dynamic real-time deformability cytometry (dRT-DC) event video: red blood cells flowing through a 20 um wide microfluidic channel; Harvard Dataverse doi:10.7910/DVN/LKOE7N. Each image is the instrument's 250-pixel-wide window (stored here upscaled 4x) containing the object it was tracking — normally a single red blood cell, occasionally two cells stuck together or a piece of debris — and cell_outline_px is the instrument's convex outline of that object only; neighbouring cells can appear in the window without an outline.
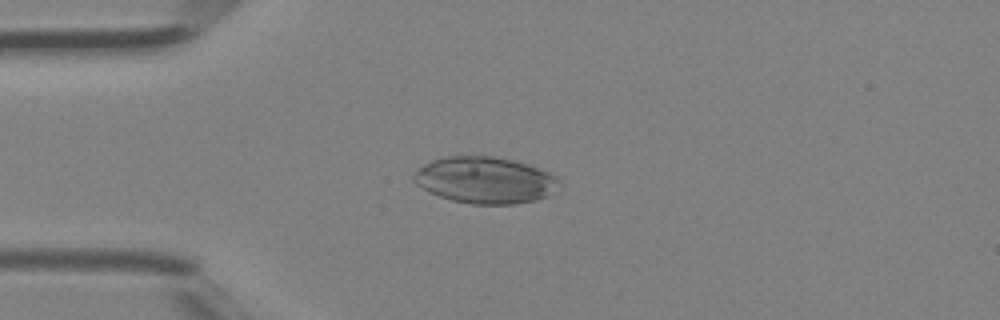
{"species": "Egyptian fruit bat (a non-hibernating species)", "species_latin": "Rousettus aegyptiacus", "temperature_condition": "room temperature", "stored_images_in_passage": 32, "camera_frame_rate_fps": 3000, "um_per_image_px": 0.085, "animal": {"sex": "female"}, "frame": {"image": 1, "passage_image": 1, "time_ms": 0.0, "image_size_px": [1000, 320], "cell_outline_px": [[560, 184], [548, 196], [536, 200], [516, 204], [472, 204], [452, 200], [440, 196], [416, 184], [412, 180], [412, 176], [424, 164], [432, 160], [444, 156], [492, 156], [512, 160], [528, 164], [540, 168], [556, 176], [560, 180]], "centroid_in_image_um": [41.25, 15.31], "position_along_channel_um": 43.7, "area_um2": 39.36}}
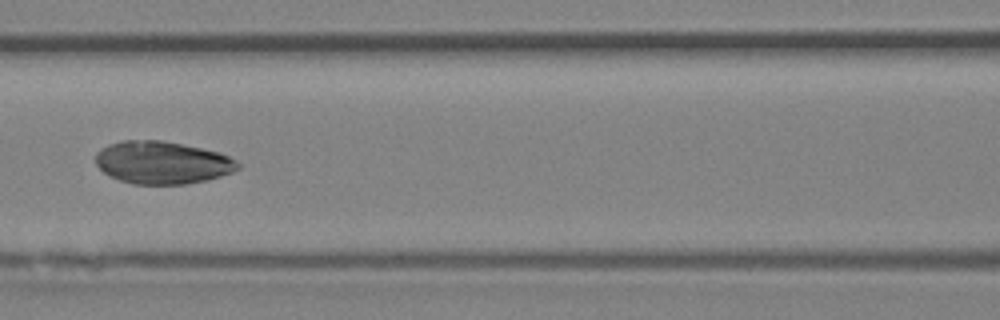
{"frame": {"image": 2, "passage_image": 9, "time_ms": 2.667, "image_size_px": [1000, 320], "cell_outline_px": [[240, 168], [232, 172], [220, 176], [204, 180], [184, 184], [132, 184], [120, 180], [104, 172], [96, 164], [96, 152], [100, 148], [108, 144], [124, 140], [160, 140], [220, 152], [236, 160], [240, 164]], "centroid_in_image_um": [13.78, 13.81], "position_along_channel_um": 152.8, "area_um2": 35.14}}
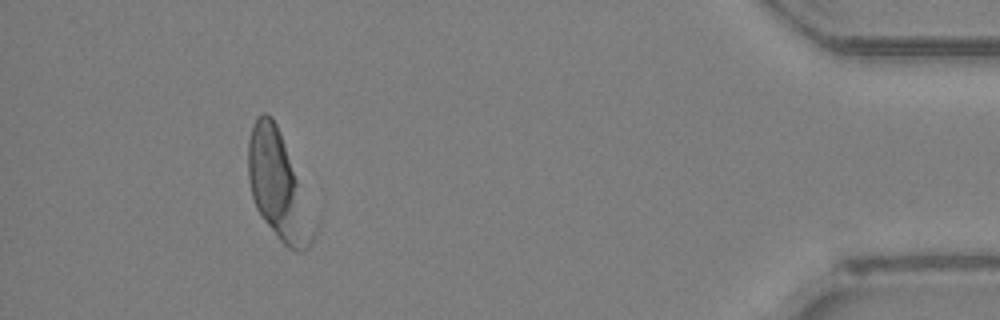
{"frame": {"image": 3, "passage_image": 29, "time_ms": 9.333, "image_size_px": [1000, 320], "cell_outline_px": [[316, 232], [312, 244], [308, 248], [300, 252], [296, 252], [288, 248], [276, 236], [260, 216], [256, 208], [252, 196], [248, 176], [248, 140], [252, 124], [256, 116], [264, 112], [272, 116], [280, 132], [316, 224]], "centroid_in_image_um": [23.64, 15.85], "position_along_channel_um": 411.6, "area_um2": 40.69}}